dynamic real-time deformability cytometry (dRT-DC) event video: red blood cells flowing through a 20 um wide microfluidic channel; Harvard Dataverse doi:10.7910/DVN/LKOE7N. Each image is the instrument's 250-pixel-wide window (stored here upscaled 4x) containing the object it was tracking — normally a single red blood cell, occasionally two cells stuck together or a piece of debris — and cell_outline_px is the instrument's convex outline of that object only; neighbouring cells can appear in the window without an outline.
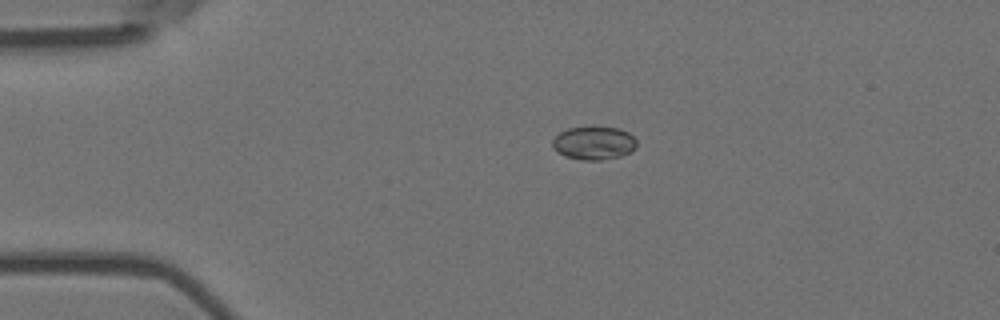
{"species": "Egyptian fruit bat (a non-hibernating species)", "species_latin": "Rousettus aegyptiacus", "temperature_condition": "room temperature", "stored_images_in_passage": 2, "camera_frame_rate_fps": 3000, "um_per_image_px": 0.085, "animal": {"sex": "female"}, "frame": {"image": 1, "passage_image": 1, "time_ms": 0.0, "image_size_px": [1000, 320], "cell_outline_px": [[636, 148], [632, 152], [620, 156], [600, 160], [580, 160], [564, 156], [552, 148], [552, 140], [560, 132], [568, 128], [592, 124], [620, 128], [628, 132], [636, 140]], "centroid_in_image_um": [50.47, 12.12], "position_along_channel_um": 34.5, "area_um2": 16.99}}